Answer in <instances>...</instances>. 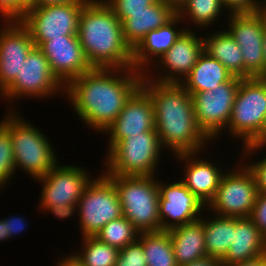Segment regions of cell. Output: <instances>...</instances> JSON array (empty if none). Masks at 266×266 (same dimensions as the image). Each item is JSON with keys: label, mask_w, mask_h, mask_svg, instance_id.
<instances>
[{"label": "cell", "mask_w": 266, "mask_h": 266, "mask_svg": "<svg viewBox=\"0 0 266 266\" xmlns=\"http://www.w3.org/2000/svg\"><path fill=\"white\" fill-rule=\"evenodd\" d=\"M142 79L143 73L134 68H93L70 81L64 93L76 115L94 131L104 133Z\"/></svg>", "instance_id": "cell-1"}, {"label": "cell", "mask_w": 266, "mask_h": 266, "mask_svg": "<svg viewBox=\"0 0 266 266\" xmlns=\"http://www.w3.org/2000/svg\"><path fill=\"white\" fill-rule=\"evenodd\" d=\"M141 87L152 100L162 148L171 150L174 156L203 152L210 140L197 124L189 92L181 84L156 82L144 74Z\"/></svg>", "instance_id": "cell-2"}, {"label": "cell", "mask_w": 266, "mask_h": 266, "mask_svg": "<svg viewBox=\"0 0 266 266\" xmlns=\"http://www.w3.org/2000/svg\"><path fill=\"white\" fill-rule=\"evenodd\" d=\"M78 38L92 68H133V50L121 21L104 0H89L80 13Z\"/></svg>", "instance_id": "cell-3"}, {"label": "cell", "mask_w": 266, "mask_h": 266, "mask_svg": "<svg viewBox=\"0 0 266 266\" xmlns=\"http://www.w3.org/2000/svg\"><path fill=\"white\" fill-rule=\"evenodd\" d=\"M11 110L0 123L10 132L15 168H20L32 179L42 178L59 163L57 154L46 134L21 118L17 110Z\"/></svg>", "instance_id": "cell-4"}, {"label": "cell", "mask_w": 266, "mask_h": 266, "mask_svg": "<svg viewBox=\"0 0 266 266\" xmlns=\"http://www.w3.org/2000/svg\"><path fill=\"white\" fill-rule=\"evenodd\" d=\"M106 176L116 187L122 216L128 219L140 233L161 231L157 177Z\"/></svg>", "instance_id": "cell-5"}, {"label": "cell", "mask_w": 266, "mask_h": 266, "mask_svg": "<svg viewBox=\"0 0 266 266\" xmlns=\"http://www.w3.org/2000/svg\"><path fill=\"white\" fill-rule=\"evenodd\" d=\"M266 125V79L243 78L235 95L231 117L226 130L235 139H241L243 147L263 145Z\"/></svg>", "instance_id": "cell-6"}, {"label": "cell", "mask_w": 266, "mask_h": 266, "mask_svg": "<svg viewBox=\"0 0 266 266\" xmlns=\"http://www.w3.org/2000/svg\"><path fill=\"white\" fill-rule=\"evenodd\" d=\"M157 131L129 135L107 153L105 175L155 176L162 154Z\"/></svg>", "instance_id": "cell-7"}, {"label": "cell", "mask_w": 266, "mask_h": 266, "mask_svg": "<svg viewBox=\"0 0 266 266\" xmlns=\"http://www.w3.org/2000/svg\"><path fill=\"white\" fill-rule=\"evenodd\" d=\"M76 214L83 237H95L106 224L122 216L116 187L104 173L85 187Z\"/></svg>", "instance_id": "cell-8"}, {"label": "cell", "mask_w": 266, "mask_h": 266, "mask_svg": "<svg viewBox=\"0 0 266 266\" xmlns=\"http://www.w3.org/2000/svg\"><path fill=\"white\" fill-rule=\"evenodd\" d=\"M237 166L224 172L216 195L207 206L217 216L240 218L252 213L259 193L256 181L247 165Z\"/></svg>", "instance_id": "cell-9"}, {"label": "cell", "mask_w": 266, "mask_h": 266, "mask_svg": "<svg viewBox=\"0 0 266 266\" xmlns=\"http://www.w3.org/2000/svg\"><path fill=\"white\" fill-rule=\"evenodd\" d=\"M85 4L29 6L20 22L29 30L35 46L39 47L50 38L78 36L80 13Z\"/></svg>", "instance_id": "cell-10"}, {"label": "cell", "mask_w": 266, "mask_h": 266, "mask_svg": "<svg viewBox=\"0 0 266 266\" xmlns=\"http://www.w3.org/2000/svg\"><path fill=\"white\" fill-rule=\"evenodd\" d=\"M64 85L53 74L42 50L34 46L17 73L16 78L1 92L4 100L12 102L25 97L48 98L58 92L64 94ZM56 93V94H55ZM54 95V96H53Z\"/></svg>", "instance_id": "cell-11"}, {"label": "cell", "mask_w": 266, "mask_h": 266, "mask_svg": "<svg viewBox=\"0 0 266 266\" xmlns=\"http://www.w3.org/2000/svg\"><path fill=\"white\" fill-rule=\"evenodd\" d=\"M242 78L234 76L211 91L189 93L194 102L197 124L205 136L213 142L228 126L231 112Z\"/></svg>", "instance_id": "cell-12"}, {"label": "cell", "mask_w": 266, "mask_h": 266, "mask_svg": "<svg viewBox=\"0 0 266 266\" xmlns=\"http://www.w3.org/2000/svg\"><path fill=\"white\" fill-rule=\"evenodd\" d=\"M228 15L227 30L242 51L244 78H263L264 17L259 12Z\"/></svg>", "instance_id": "cell-13"}, {"label": "cell", "mask_w": 266, "mask_h": 266, "mask_svg": "<svg viewBox=\"0 0 266 266\" xmlns=\"http://www.w3.org/2000/svg\"><path fill=\"white\" fill-rule=\"evenodd\" d=\"M167 184L158 179L161 231H169L201 218L200 215L207 209L201 200L181 180Z\"/></svg>", "instance_id": "cell-14"}, {"label": "cell", "mask_w": 266, "mask_h": 266, "mask_svg": "<svg viewBox=\"0 0 266 266\" xmlns=\"http://www.w3.org/2000/svg\"><path fill=\"white\" fill-rule=\"evenodd\" d=\"M186 28L175 41V44L160 58L156 59L157 61H154L155 64L157 63L156 66L159 65L162 68L158 70L160 73L157 72L155 78L153 74H151V77L147 71L144 73L148 79L161 83L181 84L188 76L204 51V42L203 37L196 35L194 30L189 29L191 27Z\"/></svg>", "instance_id": "cell-15"}, {"label": "cell", "mask_w": 266, "mask_h": 266, "mask_svg": "<svg viewBox=\"0 0 266 266\" xmlns=\"http://www.w3.org/2000/svg\"><path fill=\"white\" fill-rule=\"evenodd\" d=\"M83 167L58 165V163L39 182L43 185L39 207H50L59 203L78 204L85 187L92 180Z\"/></svg>", "instance_id": "cell-16"}, {"label": "cell", "mask_w": 266, "mask_h": 266, "mask_svg": "<svg viewBox=\"0 0 266 266\" xmlns=\"http://www.w3.org/2000/svg\"><path fill=\"white\" fill-rule=\"evenodd\" d=\"M155 130L154 107L149 94L140 86L127 100L116 120L104 132L110 135L107 152L129 135Z\"/></svg>", "instance_id": "cell-17"}, {"label": "cell", "mask_w": 266, "mask_h": 266, "mask_svg": "<svg viewBox=\"0 0 266 266\" xmlns=\"http://www.w3.org/2000/svg\"><path fill=\"white\" fill-rule=\"evenodd\" d=\"M39 48L55 77L66 86L70 81L92 70L78 36H62L44 41Z\"/></svg>", "instance_id": "cell-18"}, {"label": "cell", "mask_w": 266, "mask_h": 266, "mask_svg": "<svg viewBox=\"0 0 266 266\" xmlns=\"http://www.w3.org/2000/svg\"><path fill=\"white\" fill-rule=\"evenodd\" d=\"M0 28L1 93L16 78L35 44L29 30L20 21H5Z\"/></svg>", "instance_id": "cell-19"}, {"label": "cell", "mask_w": 266, "mask_h": 266, "mask_svg": "<svg viewBox=\"0 0 266 266\" xmlns=\"http://www.w3.org/2000/svg\"><path fill=\"white\" fill-rule=\"evenodd\" d=\"M198 154L200 153L179 154L175 157L186 164L181 181L207 207L216 195L225 170L216 166L217 163L212 160L209 162L207 159L195 158Z\"/></svg>", "instance_id": "cell-20"}, {"label": "cell", "mask_w": 266, "mask_h": 266, "mask_svg": "<svg viewBox=\"0 0 266 266\" xmlns=\"http://www.w3.org/2000/svg\"><path fill=\"white\" fill-rule=\"evenodd\" d=\"M182 22L181 18L176 15L166 25L146 34L144 39L133 50V68L143 74L146 70L150 72L149 69L154 64L155 57L160 58L166 53L187 29L181 26L178 28L177 25Z\"/></svg>", "instance_id": "cell-21"}, {"label": "cell", "mask_w": 266, "mask_h": 266, "mask_svg": "<svg viewBox=\"0 0 266 266\" xmlns=\"http://www.w3.org/2000/svg\"><path fill=\"white\" fill-rule=\"evenodd\" d=\"M176 15L177 12L162 0L139 13H129V18L121 22L126 43L134 50L146 34L166 25Z\"/></svg>", "instance_id": "cell-22"}, {"label": "cell", "mask_w": 266, "mask_h": 266, "mask_svg": "<svg viewBox=\"0 0 266 266\" xmlns=\"http://www.w3.org/2000/svg\"><path fill=\"white\" fill-rule=\"evenodd\" d=\"M266 252V238L250 217H233V237L221 260L225 266L255 258Z\"/></svg>", "instance_id": "cell-23"}, {"label": "cell", "mask_w": 266, "mask_h": 266, "mask_svg": "<svg viewBox=\"0 0 266 266\" xmlns=\"http://www.w3.org/2000/svg\"><path fill=\"white\" fill-rule=\"evenodd\" d=\"M168 232L178 266L207 257L204 222L200 218L182 226L175 227Z\"/></svg>", "instance_id": "cell-24"}, {"label": "cell", "mask_w": 266, "mask_h": 266, "mask_svg": "<svg viewBox=\"0 0 266 266\" xmlns=\"http://www.w3.org/2000/svg\"><path fill=\"white\" fill-rule=\"evenodd\" d=\"M233 77V74L217 59L203 51L181 85L189 93H199L211 91L219 84L230 81Z\"/></svg>", "instance_id": "cell-25"}, {"label": "cell", "mask_w": 266, "mask_h": 266, "mask_svg": "<svg viewBox=\"0 0 266 266\" xmlns=\"http://www.w3.org/2000/svg\"><path fill=\"white\" fill-rule=\"evenodd\" d=\"M204 51L217 59L233 76L244 78V59L241 48L224 28L203 37Z\"/></svg>", "instance_id": "cell-26"}, {"label": "cell", "mask_w": 266, "mask_h": 266, "mask_svg": "<svg viewBox=\"0 0 266 266\" xmlns=\"http://www.w3.org/2000/svg\"><path fill=\"white\" fill-rule=\"evenodd\" d=\"M210 220L203 218L205 234V250L207 256L222 260L232 243L233 217L216 216Z\"/></svg>", "instance_id": "cell-27"}, {"label": "cell", "mask_w": 266, "mask_h": 266, "mask_svg": "<svg viewBox=\"0 0 266 266\" xmlns=\"http://www.w3.org/2000/svg\"><path fill=\"white\" fill-rule=\"evenodd\" d=\"M138 240L143 244L147 266H178L168 231L142 232Z\"/></svg>", "instance_id": "cell-28"}, {"label": "cell", "mask_w": 266, "mask_h": 266, "mask_svg": "<svg viewBox=\"0 0 266 266\" xmlns=\"http://www.w3.org/2000/svg\"><path fill=\"white\" fill-rule=\"evenodd\" d=\"M82 238V251L68 255L76 264L79 266H115L119 254L118 248L102 243L96 237Z\"/></svg>", "instance_id": "cell-29"}, {"label": "cell", "mask_w": 266, "mask_h": 266, "mask_svg": "<svg viewBox=\"0 0 266 266\" xmlns=\"http://www.w3.org/2000/svg\"><path fill=\"white\" fill-rule=\"evenodd\" d=\"M222 0H186L182 7L177 11L181 20H189L200 29L210 28L214 22L224 13ZM215 20V21H214ZM202 27V28H201Z\"/></svg>", "instance_id": "cell-30"}, {"label": "cell", "mask_w": 266, "mask_h": 266, "mask_svg": "<svg viewBox=\"0 0 266 266\" xmlns=\"http://www.w3.org/2000/svg\"><path fill=\"white\" fill-rule=\"evenodd\" d=\"M139 233L128 219L121 216L106 224L95 237L102 243L122 249L135 242Z\"/></svg>", "instance_id": "cell-31"}, {"label": "cell", "mask_w": 266, "mask_h": 266, "mask_svg": "<svg viewBox=\"0 0 266 266\" xmlns=\"http://www.w3.org/2000/svg\"><path fill=\"white\" fill-rule=\"evenodd\" d=\"M10 132L0 123V189L9 183L16 173Z\"/></svg>", "instance_id": "cell-32"}, {"label": "cell", "mask_w": 266, "mask_h": 266, "mask_svg": "<svg viewBox=\"0 0 266 266\" xmlns=\"http://www.w3.org/2000/svg\"><path fill=\"white\" fill-rule=\"evenodd\" d=\"M115 16L122 22L129 18V13H139L145 7L153 5L158 0H104Z\"/></svg>", "instance_id": "cell-33"}, {"label": "cell", "mask_w": 266, "mask_h": 266, "mask_svg": "<svg viewBox=\"0 0 266 266\" xmlns=\"http://www.w3.org/2000/svg\"><path fill=\"white\" fill-rule=\"evenodd\" d=\"M115 266H147L143 244L137 239L126 247L119 249Z\"/></svg>", "instance_id": "cell-34"}, {"label": "cell", "mask_w": 266, "mask_h": 266, "mask_svg": "<svg viewBox=\"0 0 266 266\" xmlns=\"http://www.w3.org/2000/svg\"><path fill=\"white\" fill-rule=\"evenodd\" d=\"M32 0H0V17L3 21H20Z\"/></svg>", "instance_id": "cell-35"}, {"label": "cell", "mask_w": 266, "mask_h": 266, "mask_svg": "<svg viewBox=\"0 0 266 266\" xmlns=\"http://www.w3.org/2000/svg\"><path fill=\"white\" fill-rule=\"evenodd\" d=\"M250 218L266 238V193H258Z\"/></svg>", "instance_id": "cell-36"}, {"label": "cell", "mask_w": 266, "mask_h": 266, "mask_svg": "<svg viewBox=\"0 0 266 266\" xmlns=\"http://www.w3.org/2000/svg\"><path fill=\"white\" fill-rule=\"evenodd\" d=\"M224 9L232 13L258 12L261 1L259 0H222Z\"/></svg>", "instance_id": "cell-37"}, {"label": "cell", "mask_w": 266, "mask_h": 266, "mask_svg": "<svg viewBox=\"0 0 266 266\" xmlns=\"http://www.w3.org/2000/svg\"><path fill=\"white\" fill-rule=\"evenodd\" d=\"M253 163V164H252ZM249 163L245 161L244 164L248 166L254 175L258 192L266 193V158L259 161H252Z\"/></svg>", "instance_id": "cell-38"}, {"label": "cell", "mask_w": 266, "mask_h": 266, "mask_svg": "<svg viewBox=\"0 0 266 266\" xmlns=\"http://www.w3.org/2000/svg\"><path fill=\"white\" fill-rule=\"evenodd\" d=\"M77 205L78 204H64V203H59L54 205V206H50V207H39L40 211H45V212H50L53 214V216H55L58 219H66L68 217H71L72 215H74L77 211ZM42 208V209H41Z\"/></svg>", "instance_id": "cell-39"}, {"label": "cell", "mask_w": 266, "mask_h": 266, "mask_svg": "<svg viewBox=\"0 0 266 266\" xmlns=\"http://www.w3.org/2000/svg\"><path fill=\"white\" fill-rule=\"evenodd\" d=\"M6 222L7 233L9 234V239L15 237V235L22 234L26 229L27 223L24 217L12 216L3 219Z\"/></svg>", "instance_id": "cell-40"}, {"label": "cell", "mask_w": 266, "mask_h": 266, "mask_svg": "<svg viewBox=\"0 0 266 266\" xmlns=\"http://www.w3.org/2000/svg\"><path fill=\"white\" fill-rule=\"evenodd\" d=\"M229 266H266V252L255 258L236 262Z\"/></svg>", "instance_id": "cell-41"}, {"label": "cell", "mask_w": 266, "mask_h": 266, "mask_svg": "<svg viewBox=\"0 0 266 266\" xmlns=\"http://www.w3.org/2000/svg\"><path fill=\"white\" fill-rule=\"evenodd\" d=\"M182 266H225L221 260L216 259V258H210V257H205L202 259H199L197 261L187 263Z\"/></svg>", "instance_id": "cell-42"}, {"label": "cell", "mask_w": 266, "mask_h": 266, "mask_svg": "<svg viewBox=\"0 0 266 266\" xmlns=\"http://www.w3.org/2000/svg\"><path fill=\"white\" fill-rule=\"evenodd\" d=\"M89 0H32L29 6H44L64 3H87Z\"/></svg>", "instance_id": "cell-43"}, {"label": "cell", "mask_w": 266, "mask_h": 266, "mask_svg": "<svg viewBox=\"0 0 266 266\" xmlns=\"http://www.w3.org/2000/svg\"><path fill=\"white\" fill-rule=\"evenodd\" d=\"M264 147L266 148V145L250 144V145L244 146V149L242 148L243 150V154L241 155L243 156L242 159L245 157V159L248 160L249 159L248 157L251 156V154L253 155L255 154V152L261 151V149H263Z\"/></svg>", "instance_id": "cell-44"}, {"label": "cell", "mask_w": 266, "mask_h": 266, "mask_svg": "<svg viewBox=\"0 0 266 266\" xmlns=\"http://www.w3.org/2000/svg\"><path fill=\"white\" fill-rule=\"evenodd\" d=\"M263 48H264L263 78L266 79V19L265 18H264V32H263Z\"/></svg>", "instance_id": "cell-45"}, {"label": "cell", "mask_w": 266, "mask_h": 266, "mask_svg": "<svg viewBox=\"0 0 266 266\" xmlns=\"http://www.w3.org/2000/svg\"><path fill=\"white\" fill-rule=\"evenodd\" d=\"M167 5L171 6L176 12L182 7L186 0H162Z\"/></svg>", "instance_id": "cell-46"}, {"label": "cell", "mask_w": 266, "mask_h": 266, "mask_svg": "<svg viewBox=\"0 0 266 266\" xmlns=\"http://www.w3.org/2000/svg\"><path fill=\"white\" fill-rule=\"evenodd\" d=\"M56 264V266H79L68 256V254L63 258H60L59 262H56Z\"/></svg>", "instance_id": "cell-47"}, {"label": "cell", "mask_w": 266, "mask_h": 266, "mask_svg": "<svg viewBox=\"0 0 266 266\" xmlns=\"http://www.w3.org/2000/svg\"><path fill=\"white\" fill-rule=\"evenodd\" d=\"M9 239V234L6 229V222L1 219L0 220V241H5Z\"/></svg>", "instance_id": "cell-48"}, {"label": "cell", "mask_w": 266, "mask_h": 266, "mask_svg": "<svg viewBox=\"0 0 266 266\" xmlns=\"http://www.w3.org/2000/svg\"><path fill=\"white\" fill-rule=\"evenodd\" d=\"M262 3L259 7V13L266 19V0H261Z\"/></svg>", "instance_id": "cell-49"}, {"label": "cell", "mask_w": 266, "mask_h": 266, "mask_svg": "<svg viewBox=\"0 0 266 266\" xmlns=\"http://www.w3.org/2000/svg\"><path fill=\"white\" fill-rule=\"evenodd\" d=\"M263 145H266V125L263 130Z\"/></svg>", "instance_id": "cell-50"}]
</instances>
